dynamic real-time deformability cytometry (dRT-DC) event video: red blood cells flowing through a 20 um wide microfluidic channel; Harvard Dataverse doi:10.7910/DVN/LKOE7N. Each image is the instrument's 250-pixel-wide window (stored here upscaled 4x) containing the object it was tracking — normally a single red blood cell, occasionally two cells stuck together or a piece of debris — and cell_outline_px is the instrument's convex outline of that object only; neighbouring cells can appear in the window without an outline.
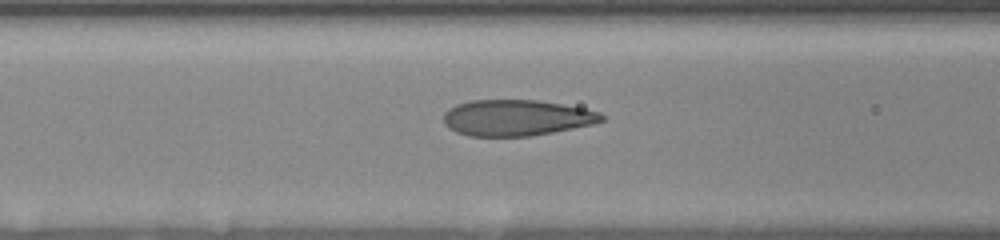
{"species": "human", "species_latin": "Homo sapiens", "temperature_condition": "room temperature", "stored_images_in_passage": 20, "segment_of_instrument_passage": [1, 2], "camera_frame_rate_fps": 3000, "um_per_image_px": 0.085, "donor": {"sex": "female"}, "frame": {"image": 1, "passage_image": 14, "time_ms": 6.0, "image_size_px": [1000, 240], "cell_outline_px": [[604, 120], [592, 124], [552, 132], [528, 136], [468, 136], [456, 132], [448, 128], [444, 124], [444, 112], [448, 108], [456, 104], [468, 100], [536, 100], [584, 108], [600, 112], [604, 116]], "centroid_in_image_um": [43.85, 10.0], "position_along_channel_um": 122.8, "area_um2": 33.18}}
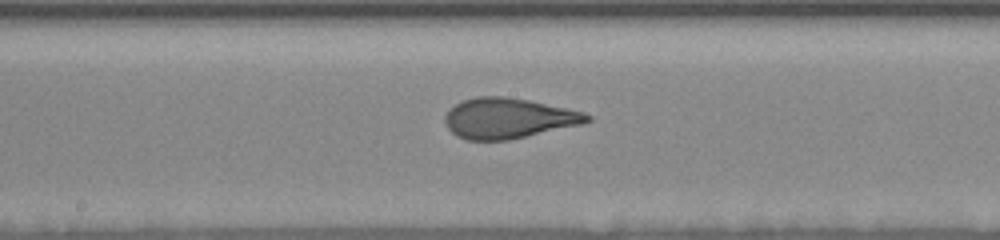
{"frame": {"image": 2, "passage_image": 17, "time_ms": 8.333, "image_size_px": [1000, 240], "cell_outline_px": [[592, 120], [584, 124], [508, 140], [468, 140], [456, 136], [448, 128], [444, 120], [444, 116], [456, 104], [464, 100], [476, 96], [504, 96], [528, 100], [584, 112], [592, 116]], "centroid_in_image_um": [43.23, 10.06], "position_along_channel_um": 205.0, "area_um2": 33.35}}
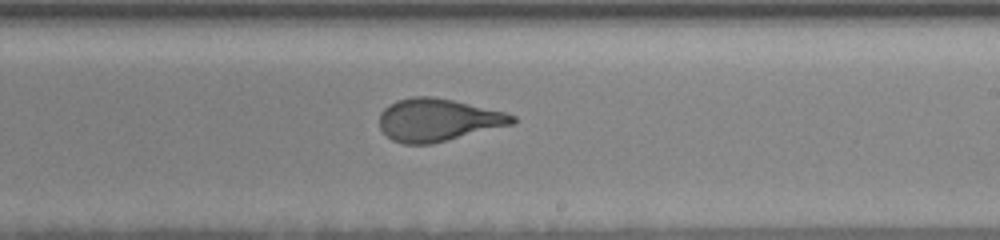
{"frame": {"image": 3, "passage_image": 19, "time_ms": 9.667, "image_size_px": [1000, 240], "cell_outline_px": [[516, 120], [512, 124], [432, 144], [404, 144], [392, 140], [380, 128], [380, 112], [388, 104], [396, 100], [412, 96], [432, 96], [452, 100], [504, 112], [516, 116]], "centroid_in_image_um": [37.18, 10.19], "position_along_channel_um": 251.8, "area_um2": 32.83}}